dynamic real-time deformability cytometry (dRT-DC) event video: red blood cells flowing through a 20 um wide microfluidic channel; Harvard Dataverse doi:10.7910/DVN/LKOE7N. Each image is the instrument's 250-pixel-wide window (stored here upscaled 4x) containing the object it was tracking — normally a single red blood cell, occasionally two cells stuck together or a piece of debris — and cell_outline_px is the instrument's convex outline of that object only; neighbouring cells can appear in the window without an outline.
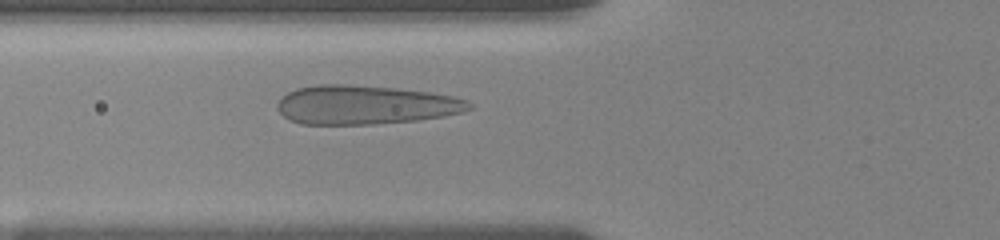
{"species": "human", "species_latin": "Homo sapiens", "temperature_condition": "room temperature", "stored_images_in_passage": 21, "camera_frame_rate_fps": 3000, "um_per_image_px": 0.085, "donor": {"sex": "female"}, "frame": {"image": 1, "passage_image": 8, "time_ms": 3.333, "image_size_px": [1000, 240], "cell_outline_px": [[472, 108], [460, 112], [444, 116], [416, 120], [372, 124], [300, 124], [288, 120], [276, 108], [276, 104], [288, 92], [296, 88], [320, 84], [344, 84], [396, 88], [428, 92], [452, 96], [468, 100], [472, 104]], "centroid_in_image_um": [31.02, 8.91], "position_along_channel_um": 94.8, "area_um2": 43.47}}
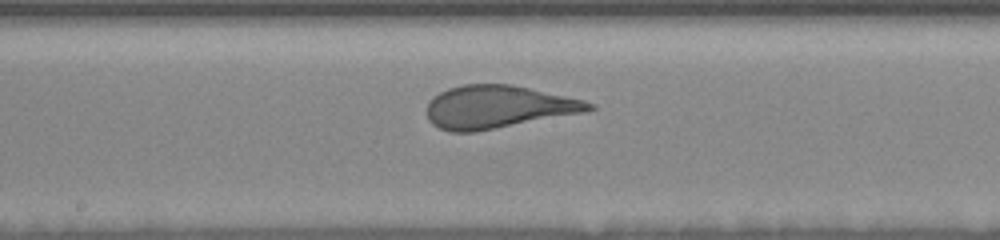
{"frame": {"image": 2, "passage_image": 15, "time_ms": 6.333, "image_size_px": [1000, 240], "cell_outline_px": [[596, 108], [584, 112], [476, 132], [448, 132], [436, 128], [428, 120], [428, 100], [432, 96], [448, 88], [464, 84], [512, 84], [584, 100], [596, 104]], "centroid_in_image_um": [42.29, 9.09], "position_along_channel_um": 205.9, "area_um2": 40.63}}
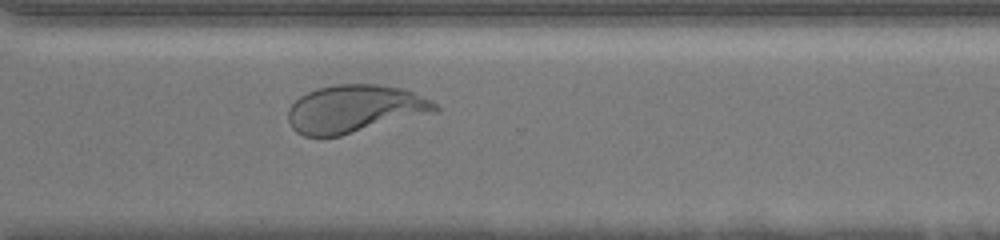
{"frame": {"image": 3, "passage_image": 21, "time_ms": 10.0, "image_size_px": [1000, 240], "cell_outline_px": [[440, 108], [436, 112], [340, 136], [320, 140], [304, 136], [296, 132], [292, 128], [288, 120], [288, 108], [300, 96], [316, 88], [336, 84], [376, 84], [404, 88], [432, 100]], "centroid_in_image_um": [30.12, 9.28], "position_along_channel_um": 340.5, "area_um2": 41.56}}